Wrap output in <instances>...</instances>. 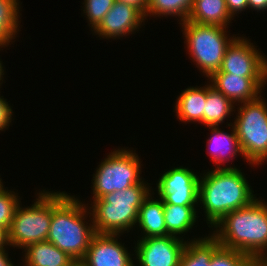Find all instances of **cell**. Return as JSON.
<instances>
[{
    "label": "cell",
    "mask_w": 267,
    "mask_h": 266,
    "mask_svg": "<svg viewBox=\"0 0 267 266\" xmlns=\"http://www.w3.org/2000/svg\"><path fill=\"white\" fill-rule=\"evenodd\" d=\"M75 196L65 192H52V219L47 241L68 254L76 262H81L96 234L92 218L89 225L84 221L91 214ZM87 213V214H86ZM86 222V223H85Z\"/></svg>",
    "instance_id": "6da1fadb"
},
{
    "label": "cell",
    "mask_w": 267,
    "mask_h": 266,
    "mask_svg": "<svg viewBox=\"0 0 267 266\" xmlns=\"http://www.w3.org/2000/svg\"><path fill=\"white\" fill-rule=\"evenodd\" d=\"M213 228L216 229L212 235L222 247L254 259L267 256V202L257 198L226 214Z\"/></svg>",
    "instance_id": "7a4b0ae2"
},
{
    "label": "cell",
    "mask_w": 267,
    "mask_h": 266,
    "mask_svg": "<svg viewBox=\"0 0 267 266\" xmlns=\"http://www.w3.org/2000/svg\"><path fill=\"white\" fill-rule=\"evenodd\" d=\"M203 175L199 181L198 202L203 204L209 227L229 212L248 206L257 199L238 168H215Z\"/></svg>",
    "instance_id": "3957f363"
},
{
    "label": "cell",
    "mask_w": 267,
    "mask_h": 266,
    "mask_svg": "<svg viewBox=\"0 0 267 266\" xmlns=\"http://www.w3.org/2000/svg\"><path fill=\"white\" fill-rule=\"evenodd\" d=\"M151 187L144 183L135 184L121 191L108 193L100 199H92L89 207L95 232L98 234H117L132 229L137 222L138 211L149 196Z\"/></svg>",
    "instance_id": "277c9868"
},
{
    "label": "cell",
    "mask_w": 267,
    "mask_h": 266,
    "mask_svg": "<svg viewBox=\"0 0 267 266\" xmlns=\"http://www.w3.org/2000/svg\"><path fill=\"white\" fill-rule=\"evenodd\" d=\"M187 44L188 54L203 75L210 77L221 68L228 45L235 38H228L226 27L200 24L186 20L179 22Z\"/></svg>",
    "instance_id": "5b68a950"
},
{
    "label": "cell",
    "mask_w": 267,
    "mask_h": 266,
    "mask_svg": "<svg viewBox=\"0 0 267 266\" xmlns=\"http://www.w3.org/2000/svg\"><path fill=\"white\" fill-rule=\"evenodd\" d=\"M260 97L241 104L232 123L243 157L251 165L267 160V104Z\"/></svg>",
    "instance_id": "8992f818"
},
{
    "label": "cell",
    "mask_w": 267,
    "mask_h": 266,
    "mask_svg": "<svg viewBox=\"0 0 267 266\" xmlns=\"http://www.w3.org/2000/svg\"><path fill=\"white\" fill-rule=\"evenodd\" d=\"M31 207L18 204L8 230L9 246L25 248L29 244L46 241L52 219V193H38ZM22 207V208H21Z\"/></svg>",
    "instance_id": "52a82bcc"
},
{
    "label": "cell",
    "mask_w": 267,
    "mask_h": 266,
    "mask_svg": "<svg viewBox=\"0 0 267 266\" xmlns=\"http://www.w3.org/2000/svg\"><path fill=\"white\" fill-rule=\"evenodd\" d=\"M141 162L132 150H114L99 164L93 176V198L121 191L142 181Z\"/></svg>",
    "instance_id": "ba28073f"
},
{
    "label": "cell",
    "mask_w": 267,
    "mask_h": 266,
    "mask_svg": "<svg viewBox=\"0 0 267 266\" xmlns=\"http://www.w3.org/2000/svg\"><path fill=\"white\" fill-rule=\"evenodd\" d=\"M245 37H235L228 45L219 71L239 77H267V58Z\"/></svg>",
    "instance_id": "9c48e42d"
},
{
    "label": "cell",
    "mask_w": 267,
    "mask_h": 266,
    "mask_svg": "<svg viewBox=\"0 0 267 266\" xmlns=\"http://www.w3.org/2000/svg\"><path fill=\"white\" fill-rule=\"evenodd\" d=\"M185 167L172 168L162 174L157 192L163 204L198 205L200 177Z\"/></svg>",
    "instance_id": "30bf717a"
},
{
    "label": "cell",
    "mask_w": 267,
    "mask_h": 266,
    "mask_svg": "<svg viewBox=\"0 0 267 266\" xmlns=\"http://www.w3.org/2000/svg\"><path fill=\"white\" fill-rule=\"evenodd\" d=\"M186 240L172 235L140 238L135 255L140 266H179Z\"/></svg>",
    "instance_id": "8fae6325"
},
{
    "label": "cell",
    "mask_w": 267,
    "mask_h": 266,
    "mask_svg": "<svg viewBox=\"0 0 267 266\" xmlns=\"http://www.w3.org/2000/svg\"><path fill=\"white\" fill-rule=\"evenodd\" d=\"M117 234L96 233L81 263L84 266H135Z\"/></svg>",
    "instance_id": "7c38bea8"
},
{
    "label": "cell",
    "mask_w": 267,
    "mask_h": 266,
    "mask_svg": "<svg viewBox=\"0 0 267 266\" xmlns=\"http://www.w3.org/2000/svg\"><path fill=\"white\" fill-rule=\"evenodd\" d=\"M145 19V15L139 9L132 5L115 1L100 24L92 31L102 38L116 39L135 32Z\"/></svg>",
    "instance_id": "4fadbf2b"
},
{
    "label": "cell",
    "mask_w": 267,
    "mask_h": 266,
    "mask_svg": "<svg viewBox=\"0 0 267 266\" xmlns=\"http://www.w3.org/2000/svg\"><path fill=\"white\" fill-rule=\"evenodd\" d=\"M208 79L212 82L211 86L233 104L256 99L267 81V77H239L230 73H213Z\"/></svg>",
    "instance_id": "5bb4252c"
},
{
    "label": "cell",
    "mask_w": 267,
    "mask_h": 266,
    "mask_svg": "<svg viewBox=\"0 0 267 266\" xmlns=\"http://www.w3.org/2000/svg\"><path fill=\"white\" fill-rule=\"evenodd\" d=\"M24 266H73L76 261L49 241L29 244L24 248Z\"/></svg>",
    "instance_id": "9a60e30c"
},
{
    "label": "cell",
    "mask_w": 267,
    "mask_h": 266,
    "mask_svg": "<svg viewBox=\"0 0 267 266\" xmlns=\"http://www.w3.org/2000/svg\"><path fill=\"white\" fill-rule=\"evenodd\" d=\"M228 126H232L231 133L221 131L219 127H208L212 133L207 142L208 152L212 161L215 162L214 164H217L216 168H236L235 166L220 167V165L221 163L230 161V159L236 157L237 153H240L243 156L233 125L228 124Z\"/></svg>",
    "instance_id": "2e32d148"
},
{
    "label": "cell",
    "mask_w": 267,
    "mask_h": 266,
    "mask_svg": "<svg viewBox=\"0 0 267 266\" xmlns=\"http://www.w3.org/2000/svg\"><path fill=\"white\" fill-rule=\"evenodd\" d=\"M137 223L142 228L143 235L141 238L166 236L167 228L165 225L163 200L152 199L151 193L143 201L138 211Z\"/></svg>",
    "instance_id": "e0dca14e"
},
{
    "label": "cell",
    "mask_w": 267,
    "mask_h": 266,
    "mask_svg": "<svg viewBox=\"0 0 267 266\" xmlns=\"http://www.w3.org/2000/svg\"><path fill=\"white\" fill-rule=\"evenodd\" d=\"M207 96L205 87H189L177 97L175 111L181 122H200L204 124V110Z\"/></svg>",
    "instance_id": "ac0fdd59"
},
{
    "label": "cell",
    "mask_w": 267,
    "mask_h": 266,
    "mask_svg": "<svg viewBox=\"0 0 267 266\" xmlns=\"http://www.w3.org/2000/svg\"><path fill=\"white\" fill-rule=\"evenodd\" d=\"M231 19L225 0H194L187 18L192 22L226 28Z\"/></svg>",
    "instance_id": "d6986e66"
},
{
    "label": "cell",
    "mask_w": 267,
    "mask_h": 266,
    "mask_svg": "<svg viewBox=\"0 0 267 266\" xmlns=\"http://www.w3.org/2000/svg\"><path fill=\"white\" fill-rule=\"evenodd\" d=\"M195 239L186 241L179 266H210L213 253L221 246L212 234Z\"/></svg>",
    "instance_id": "ffe728a7"
},
{
    "label": "cell",
    "mask_w": 267,
    "mask_h": 266,
    "mask_svg": "<svg viewBox=\"0 0 267 266\" xmlns=\"http://www.w3.org/2000/svg\"><path fill=\"white\" fill-rule=\"evenodd\" d=\"M163 209L169 235L182 238L180 235L187 233L195 225L197 218L195 206L163 204Z\"/></svg>",
    "instance_id": "44dd1931"
},
{
    "label": "cell",
    "mask_w": 267,
    "mask_h": 266,
    "mask_svg": "<svg viewBox=\"0 0 267 266\" xmlns=\"http://www.w3.org/2000/svg\"><path fill=\"white\" fill-rule=\"evenodd\" d=\"M233 105L227 97L217 91L211 84H208L204 110V125L207 127H218L234 111L235 106Z\"/></svg>",
    "instance_id": "7402d4cb"
},
{
    "label": "cell",
    "mask_w": 267,
    "mask_h": 266,
    "mask_svg": "<svg viewBox=\"0 0 267 266\" xmlns=\"http://www.w3.org/2000/svg\"><path fill=\"white\" fill-rule=\"evenodd\" d=\"M19 1L0 0V43L9 45L19 31Z\"/></svg>",
    "instance_id": "603a6c76"
},
{
    "label": "cell",
    "mask_w": 267,
    "mask_h": 266,
    "mask_svg": "<svg viewBox=\"0 0 267 266\" xmlns=\"http://www.w3.org/2000/svg\"><path fill=\"white\" fill-rule=\"evenodd\" d=\"M194 0H148L147 16H180L181 22L187 20ZM150 14V15H149Z\"/></svg>",
    "instance_id": "cb8c5ba5"
},
{
    "label": "cell",
    "mask_w": 267,
    "mask_h": 266,
    "mask_svg": "<svg viewBox=\"0 0 267 266\" xmlns=\"http://www.w3.org/2000/svg\"><path fill=\"white\" fill-rule=\"evenodd\" d=\"M210 266H255V259L243 252L220 246L213 253Z\"/></svg>",
    "instance_id": "d4e9b609"
},
{
    "label": "cell",
    "mask_w": 267,
    "mask_h": 266,
    "mask_svg": "<svg viewBox=\"0 0 267 266\" xmlns=\"http://www.w3.org/2000/svg\"><path fill=\"white\" fill-rule=\"evenodd\" d=\"M14 191L0 187V226L7 231L10 228L15 210L20 202Z\"/></svg>",
    "instance_id": "484cf974"
},
{
    "label": "cell",
    "mask_w": 267,
    "mask_h": 266,
    "mask_svg": "<svg viewBox=\"0 0 267 266\" xmlns=\"http://www.w3.org/2000/svg\"><path fill=\"white\" fill-rule=\"evenodd\" d=\"M115 0H84V13L88 19L89 26L94 30L102 21L104 16L112 8Z\"/></svg>",
    "instance_id": "4316f807"
},
{
    "label": "cell",
    "mask_w": 267,
    "mask_h": 266,
    "mask_svg": "<svg viewBox=\"0 0 267 266\" xmlns=\"http://www.w3.org/2000/svg\"><path fill=\"white\" fill-rule=\"evenodd\" d=\"M12 109L9 106L8 102L4 100L3 96H0V130L4 131V129L9 127L12 119Z\"/></svg>",
    "instance_id": "83f0119b"
},
{
    "label": "cell",
    "mask_w": 267,
    "mask_h": 266,
    "mask_svg": "<svg viewBox=\"0 0 267 266\" xmlns=\"http://www.w3.org/2000/svg\"><path fill=\"white\" fill-rule=\"evenodd\" d=\"M228 11L232 17L237 13L248 9V0H225Z\"/></svg>",
    "instance_id": "f1b7e54d"
},
{
    "label": "cell",
    "mask_w": 267,
    "mask_h": 266,
    "mask_svg": "<svg viewBox=\"0 0 267 266\" xmlns=\"http://www.w3.org/2000/svg\"><path fill=\"white\" fill-rule=\"evenodd\" d=\"M118 2L126 3L139 9L144 15L147 13L148 0H115Z\"/></svg>",
    "instance_id": "f546056e"
},
{
    "label": "cell",
    "mask_w": 267,
    "mask_h": 266,
    "mask_svg": "<svg viewBox=\"0 0 267 266\" xmlns=\"http://www.w3.org/2000/svg\"><path fill=\"white\" fill-rule=\"evenodd\" d=\"M254 10H266L267 9V0H248V9Z\"/></svg>",
    "instance_id": "4dcf8cb0"
},
{
    "label": "cell",
    "mask_w": 267,
    "mask_h": 266,
    "mask_svg": "<svg viewBox=\"0 0 267 266\" xmlns=\"http://www.w3.org/2000/svg\"><path fill=\"white\" fill-rule=\"evenodd\" d=\"M9 246L8 231L0 226V249H5V246Z\"/></svg>",
    "instance_id": "1f68e13d"
},
{
    "label": "cell",
    "mask_w": 267,
    "mask_h": 266,
    "mask_svg": "<svg viewBox=\"0 0 267 266\" xmlns=\"http://www.w3.org/2000/svg\"><path fill=\"white\" fill-rule=\"evenodd\" d=\"M6 249H0V266H14L8 258V253H5Z\"/></svg>",
    "instance_id": "d6a6232c"
},
{
    "label": "cell",
    "mask_w": 267,
    "mask_h": 266,
    "mask_svg": "<svg viewBox=\"0 0 267 266\" xmlns=\"http://www.w3.org/2000/svg\"><path fill=\"white\" fill-rule=\"evenodd\" d=\"M255 266H267V256L255 259Z\"/></svg>",
    "instance_id": "836d02e7"
},
{
    "label": "cell",
    "mask_w": 267,
    "mask_h": 266,
    "mask_svg": "<svg viewBox=\"0 0 267 266\" xmlns=\"http://www.w3.org/2000/svg\"><path fill=\"white\" fill-rule=\"evenodd\" d=\"M5 46H8V45H5V44H2V43H0V47L2 48V47H4L5 48ZM1 48H0V50H1ZM4 70H3V65H2V62L0 61V82H1V80L3 79V75H4ZM1 84L2 83H0V86H1Z\"/></svg>",
    "instance_id": "e575fe53"
},
{
    "label": "cell",
    "mask_w": 267,
    "mask_h": 266,
    "mask_svg": "<svg viewBox=\"0 0 267 266\" xmlns=\"http://www.w3.org/2000/svg\"><path fill=\"white\" fill-rule=\"evenodd\" d=\"M73 266H84L81 262H76Z\"/></svg>",
    "instance_id": "d590c367"
},
{
    "label": "cell",
    "mask_w": 267,
    "mask_h": 266,
    "mask_svg": "<svg viewBox=\"0 0 267 266\" xmlns=\"http://www.w3.org/2000/svg\"><path fill=\"white\" fill-rule=\"evenodd\" d=\"M1 180H2V179L0 178V187L3 186V184H2L3 182H1Z\"/></svg>",
    "instance_id": "8d00e7d4"
}]
</instances>
